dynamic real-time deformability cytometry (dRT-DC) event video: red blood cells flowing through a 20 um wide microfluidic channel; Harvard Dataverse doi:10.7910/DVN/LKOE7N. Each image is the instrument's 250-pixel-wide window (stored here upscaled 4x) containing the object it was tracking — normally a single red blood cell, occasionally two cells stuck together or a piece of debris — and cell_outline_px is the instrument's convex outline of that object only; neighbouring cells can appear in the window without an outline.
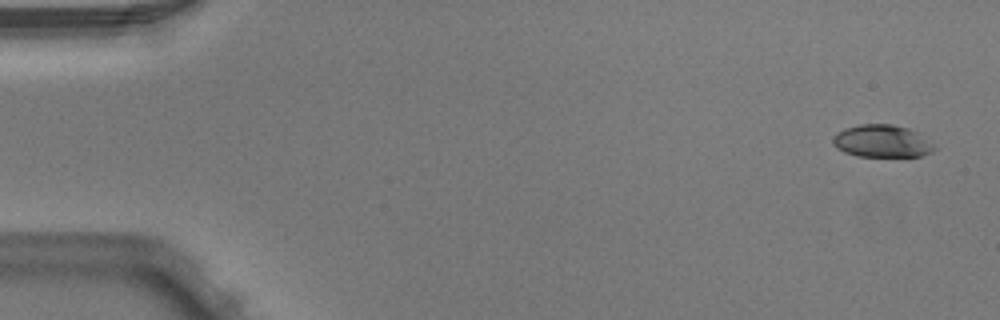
{"species": "Egyptian fruit bat (a non-hibernating species)", "species_latin": "Rousettus aegyptiacus", "temperature_condition": "warm", "stored_images_in_passage": 5, "camera_frame_rate_fps": 3000, "um_per_image_px": 0.085, "animal": {"sex": "male"}, "frame": {"image": 1, "passage_image": 1, "time_ms": 0.0, "image_size_px": [1000, 320], "cell_outline_px": [[936, 148], [932, 152], [920, 156], [856, 156], [844, 152], [836, 148], [832, 144], [832, 136], [836, 132], [844, 128], [860, 124], [892, 124], [908, 128], [916, 132], [932, 144]], "centroid_in_image_um": [74.9, 11.99], "position_along_channel_um": 10.1, "area_um2": 19.19}}
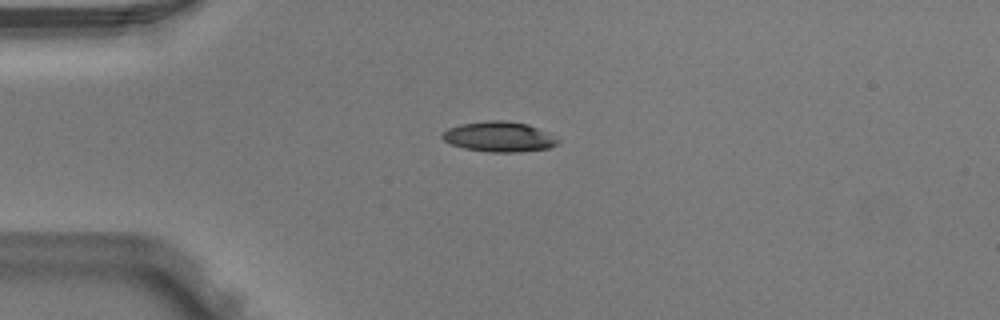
{"frame": {"image": 2, "passage_image": 4, "time_ms": 1.0, "image_size_px": [1000, 320], "cell_outline_px": [[560, 140], [556, 144], [548, 148], [516, 152], [488, 152], [464, 148], [452, 144], [444, 140], [440, 136], [448, 128], [460, 124], [488, 120], [504, 120], [528, 124], [548, 132]], "centroid_in_image_um": [42.42, 11.61], "position_along_channel_um": 42.6, "area_um2": 20.29}}